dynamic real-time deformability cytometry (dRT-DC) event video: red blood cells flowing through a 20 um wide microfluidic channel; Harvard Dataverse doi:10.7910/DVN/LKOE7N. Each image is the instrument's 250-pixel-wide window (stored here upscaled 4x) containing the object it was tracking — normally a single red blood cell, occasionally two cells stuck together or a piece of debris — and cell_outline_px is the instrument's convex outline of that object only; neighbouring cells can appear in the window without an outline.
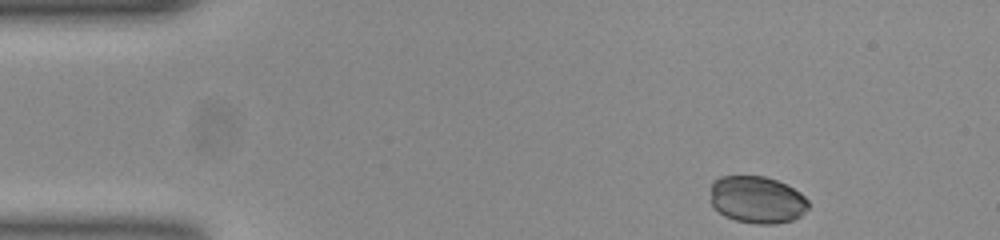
{"species": "common noctule bat (a hibernating species)", "species_latin": "Nyctalus noctula", "temperature_condition": "room temperature", "stored_images_in_passage": 47, "camera_frame_rate_fps": 3000, "um_per_image_px": 0.085, "animal": {"sex": "female", "body_mass_g": 23.0, "forearm_length_mm": 53.4}, "frame": {"image": 1, "passage_image": 1, "time_ms": 0.0, "image_size_px": [1000, 240], "cell_outline_px": [[808, 208], [800, 216], [792, 220], [776, 224], [756, 224], [736, 220], [724, 216], [712, 204], [712, 180], [720, 176], [764, 176], [776, 180], [800, 192], [808, 200]], "centroid_in_image_um": [64.35, 16.98], "position_along_channel_um": 20.6, "area_um2": 26.82}}
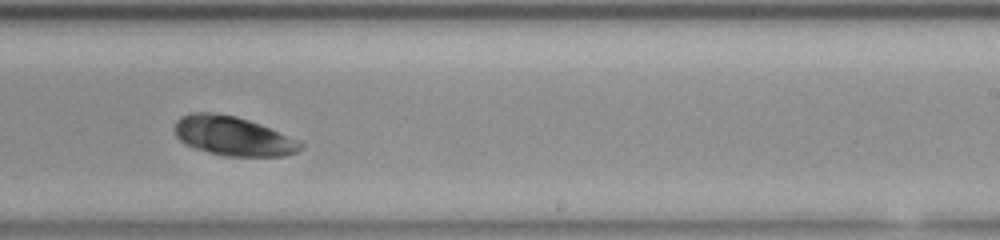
{"frame": {"image": 2, "passage_image": 27, "time_ms": 8.667, "image_size_px": [1000, 240], "cell_outline_px": [[304, 148], [296, 152], [284, 156], [224, 156], [208, 152], [184, 144], [176, 136], [176, 120], [180, 116], [188, 112], [212, 112], [236, 116], [260, 124], [300, 140], [304, 144]], "centroid_in_image_um": [19.82, 11.56], "position_along_channel_um": 269.2, "area_um2": 28.96}}
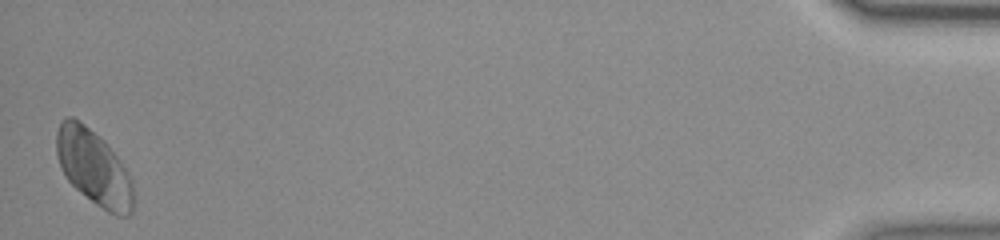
{"frame": {"image": 3, "passage_image": 47, "time_ms": 15.333, "image_size_px": [1000, 240], "cell_outline_px": [[136, 200], [132, 212], [128, 216], [116, 216], [108, 212], [96, 204], [80, 192], [68, 180], [60, 168], [56, 156], [56, 132], [64, 116], [72, 116], [80, 120], [100, 136], [104, 140], [116, 156], [132, 180]], "centroid_in_image_um": [7.97, 14.25], "position_along_channel_um": 427.2, "area_um2": 34.1}}